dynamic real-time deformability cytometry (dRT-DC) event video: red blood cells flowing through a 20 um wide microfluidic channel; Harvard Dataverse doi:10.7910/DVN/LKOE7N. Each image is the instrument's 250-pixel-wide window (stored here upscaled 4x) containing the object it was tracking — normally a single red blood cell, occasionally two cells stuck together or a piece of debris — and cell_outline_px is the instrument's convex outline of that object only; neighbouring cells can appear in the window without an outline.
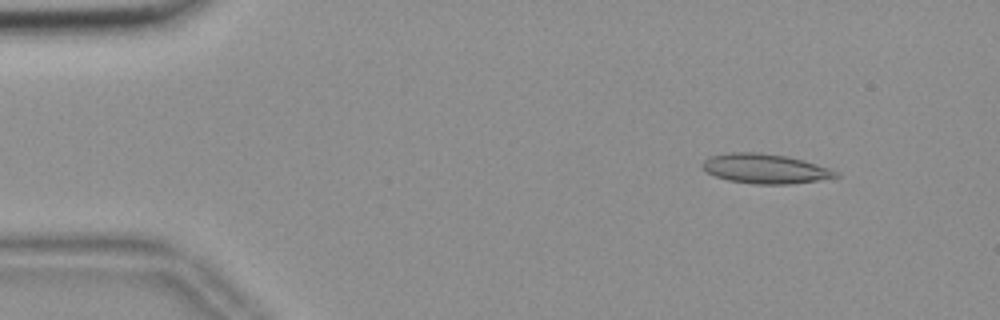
{"species": "common noctule bat (a hibernating species)", "species_latin": "Nyctalus noctula", "temperature_condition": "room temperature", "stored_images_in_passage": 54, "camera_frame_rate_fps": 3000, "um_per_image_px": 0.085, "animal": {"sex": "female", "body_mass_g": 18.4}, "frame": {"image": 1, "passage_image": 6, "time_ms": 1.667, "image_size_px": [1000, 320], "cell_outline_px": [[840, 176], [816, 180], [788, 184], [752, 184], [728, 180], [716, 176], [708, 172], [700, 164], [704, 160], [712, 156], [728, 152], [760, 152], [788, 156], [804, 160], [840, 172]], "centroid_in_image_um": [65.04, 14.33], "position_along_channel_um": 20.0, "area_um2": 22.95}}
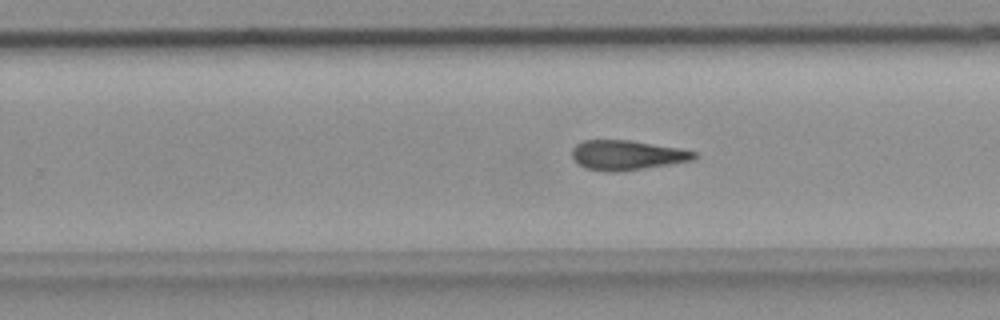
{"frame": {"image": 2, "passage_image": 34, "time_ms": 11.0, "image_size_px": [1000, 320], "cell_outline_px": [[696, 156], [692, 160], [668, 164], [616, 172], [584, 168], [572, 156], [572, 148], [576, 144], [584, 140], [628, 140], [680, 148], [696, 152]], "centroid_in_image_um": [53.27, 13.17], "position_along_channel_um": 276.5, "area_um2": 20.75}}
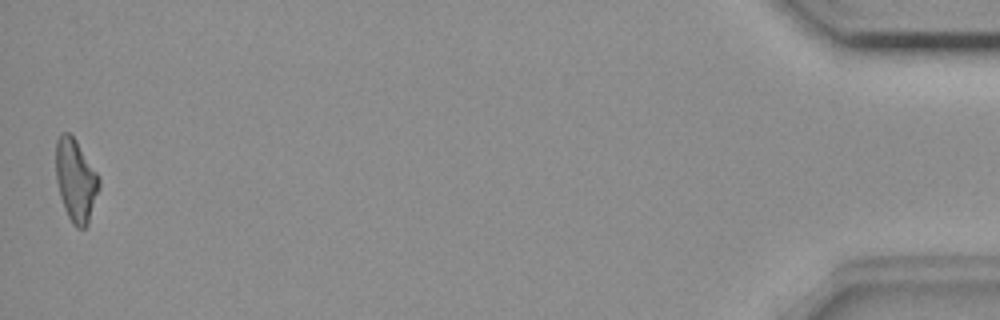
{"frame": {"image": 3, "passage_image": 54, "time_ms": 17.667, "image_size_px": [1000, 320], "cell_outline_px": [[100, 188], [88, 224], [84, 228], [76, 228], [72, 224], [64, 208], [60, 196], [56, 180], [56, 140], [60, 132], [68, 132], [76, 140], [100, 176]], "centroid_in_image_um": [6.45, 15.32], "position_along_channel_um": 428.8, "area_um2": 21.04}, "authors_computed_cell_mechanics": {"area_um2": 21.4438, "velocity_mm_per_s": 3.6908, "shape_relaxation_time_tau1_ms": null, "shape_relaxation_time_tau2_ms": 7.3551, "deformation_change_tau1": null, "deformation_change_tau2": 0.193}}